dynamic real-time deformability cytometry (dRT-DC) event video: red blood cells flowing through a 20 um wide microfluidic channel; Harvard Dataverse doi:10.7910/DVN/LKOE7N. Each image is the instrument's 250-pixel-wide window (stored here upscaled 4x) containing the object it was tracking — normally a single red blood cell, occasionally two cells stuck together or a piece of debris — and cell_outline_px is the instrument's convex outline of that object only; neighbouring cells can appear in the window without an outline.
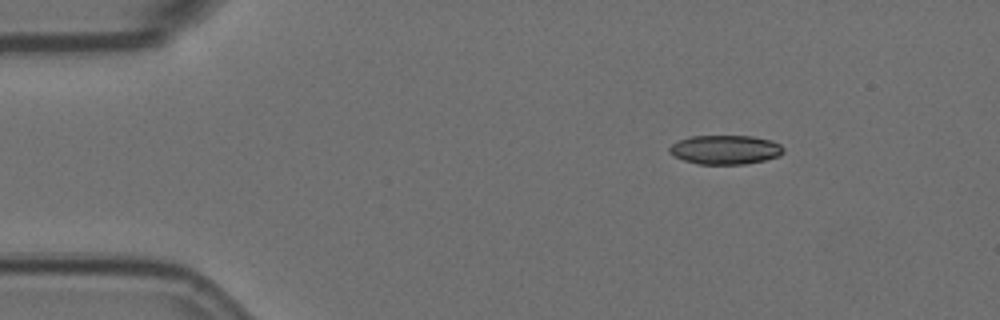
{"species": "Egyptian fruit bat (a non-hibernating species)", "species_latin": "Rousettus aegyptiacus", "temperature_condition": "room temperature", "stored_images_in_passage": 4, "camera_frame_rate_fps": 3000, "um_per_image_px": 0.085, "animal": {"sex": "female"}, "frame": {"image": 1, "passage_image": 2, "time_ms": 0.333, "image_size_px": [1000, 320], "cell_outline_px": [[784, 152], [780, 156], [764, 160], [744, 164], [700, 164], [684, 160], [668, 152], [668, 148], [672, 144], [680, 140], [692, 136], [752, 136], [772, 140], [780, 144], [784, 148]], "centroid_in_image_um": [61.68, 12.72], "position_along_channel_um": 23.3, "area_um2": 19.31}}